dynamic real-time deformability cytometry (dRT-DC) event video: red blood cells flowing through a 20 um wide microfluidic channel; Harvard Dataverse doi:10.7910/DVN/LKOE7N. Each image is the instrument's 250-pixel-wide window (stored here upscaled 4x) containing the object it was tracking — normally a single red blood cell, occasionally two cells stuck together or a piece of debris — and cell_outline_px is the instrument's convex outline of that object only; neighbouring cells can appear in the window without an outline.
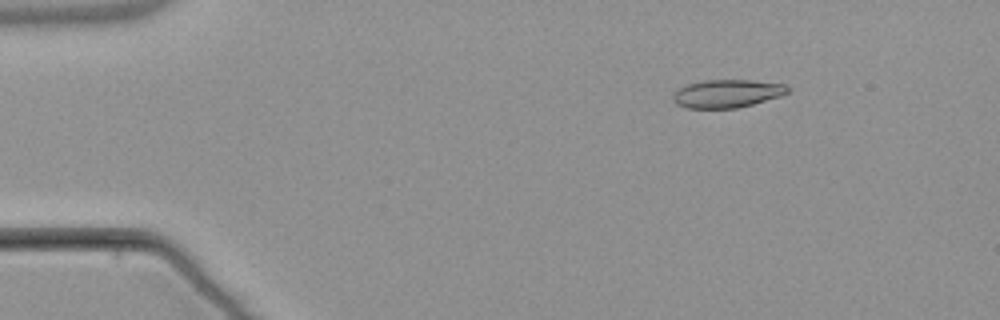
{"species": "common noctule bat (a hibernating species)", "species_latin": "Nyctalus noctula", "temperature_condition": "warm", "stored_images_in_passage": 6, "segment_of_instrument_passage": [2, 2], "camera_frame_rate_fps": 3000, "um_per_image_px": 0.085, "animal": {"sex": "male", "body_mass_g": 21.5, "forearm_length_mm": 52.0}, "frame": {"image": 1, "passage_image": 6, "time_ms": 7.0, "image_size_px": [1000, 320], "cell_outline_px": [[792, 88], [788, 92], [780, 96], [752, 104], [736, 108], [688, 108], [676, 104], [672, 100], [672, 96], [680, 88], [688, 84], [704, 80], [752, 80], [784, 84]], "centroid_in_image_um": [61.81, 7.95], "position_along_channel_um": 23.2, "area_um2": 18.67}}